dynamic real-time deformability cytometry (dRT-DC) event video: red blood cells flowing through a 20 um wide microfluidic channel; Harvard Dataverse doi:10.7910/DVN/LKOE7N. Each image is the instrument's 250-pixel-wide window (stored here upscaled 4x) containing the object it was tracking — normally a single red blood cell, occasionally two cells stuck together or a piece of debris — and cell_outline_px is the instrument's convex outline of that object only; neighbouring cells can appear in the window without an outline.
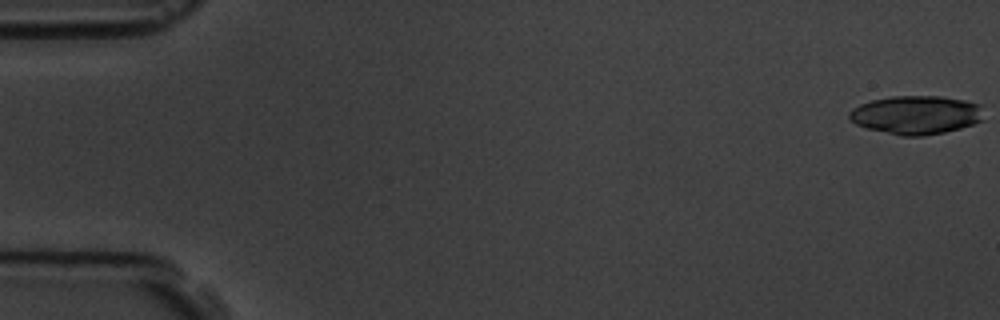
{"species": "common noctule bat (a hibernating species)", "species_latin": "Nyctalus noctula", "temperature_condition": "room temperature", "stored_images_in_passage": 6, "camera_frame_rate_fps": 3000, "um_per_image_px": 0.085, "animal": {"sex": "male", "body_mass_g": 19.5, "forearm_length_mm": 54.6}, "frame": {"image": 1, "passage_image": 1, "time_ms": 0.0, "image_size_px": [1000, 320], "cell_outline_px": [[984, 120], [960, 128], [944, 132], [924, 136], [900, 136], [868, 128], [856, 124], [848, 116], [848, 112], [852, 108], [860, 104], [872, 100], [892, 96], [940, 96], [964, 100], [980, 104]], "centroid_in_image_um": [77.87, 9.76], "position_along_channel_um": 7.1, "area_um2": 30.23}}